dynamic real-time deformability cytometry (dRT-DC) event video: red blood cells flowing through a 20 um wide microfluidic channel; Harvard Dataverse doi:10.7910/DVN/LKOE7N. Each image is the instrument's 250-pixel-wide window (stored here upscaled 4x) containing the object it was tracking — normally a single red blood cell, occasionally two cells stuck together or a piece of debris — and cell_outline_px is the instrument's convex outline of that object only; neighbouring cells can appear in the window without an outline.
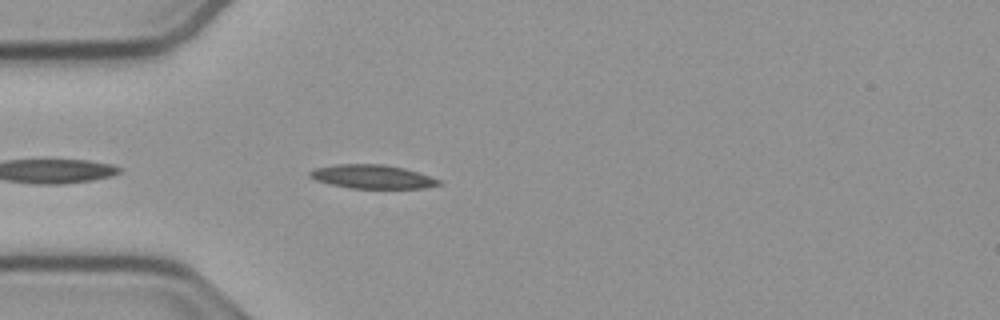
{"species": "common noctule bat (a hibernating species)", "species_latin": "Nyctalus noctula", "temperature_condition": "cold", "stored_images_in_passage": 7, "camera_frame_rate_fps": 3000, "um_per_image_px": 0.085, "animal": {"sex": "male", "body_mass_g": 23.1, "forearm_length_mm": 52.7}, "frame": {"image": 1, "passage_image": 3, "time_ms": 0.667, "image_size_px": [1000, 320], "cell_outline_px": [[444, 184], [424, 188], [348, 188], [316, 180], [308, 176], [308, 172], [316, 168], [336, 164], [384, 164], [404, 168], [440, 180]], "centroid_in_image_um": [31.64, 15.02], "position_along_channel_um": 53.4, "area_um2": 17.74}}
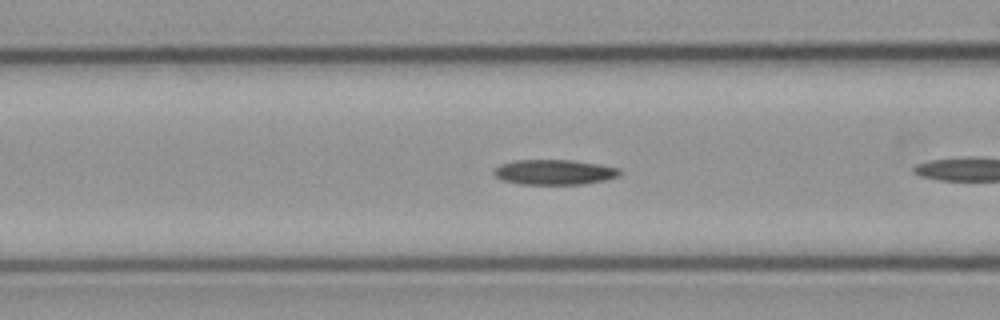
{"frame": {"image": 2, "passage_image": 6, "time_ms": 1.667, "image_size_px": [1000, 320], "cell_outline_px": [[620, 176], [604, 180], [584, 184], [520, 184], [500, 180], [492, 172], [500, 164], [516, 160], [572, 160], [620, 168]], "centroid_in_image_um": [47.09, 14.63], "position_along_channel_um": 119.5, "area_um2": 18.38}}